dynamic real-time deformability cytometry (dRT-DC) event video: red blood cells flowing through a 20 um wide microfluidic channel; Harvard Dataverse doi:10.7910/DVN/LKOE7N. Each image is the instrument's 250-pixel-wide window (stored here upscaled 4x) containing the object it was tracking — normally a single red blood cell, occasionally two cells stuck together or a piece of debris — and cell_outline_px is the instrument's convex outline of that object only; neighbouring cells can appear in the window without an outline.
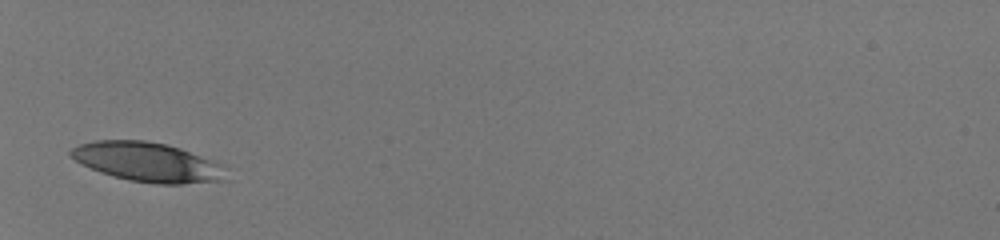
{"species": "human", "species_latin": "Homo sapiens", "temperature_condition": "room temperature", "stored_images_in_passage": 11, "camera_frame_rate_fps": 3000, "um_per_image_px": 0.085, "donor": {"sex": "male"}, "frame": {"image": 1, "passage_image": 1, "time_ms": 0.0, "image_size_px": [1000, 240], "cell_outline_px": [[228, 180], [180, 184], [156, 184], [128, 180], [112, 176], [100, 172], [76, 160], [68, 152], [72, 148], [80, 144], [96, 140], [144, 140], [168, 144], [180, 148], [208, 160], [216, 164]], "centroid_in_image_um": [12.46, 13.77], "position_along_channel_um": 72.5, "area_um2": 34.85}}
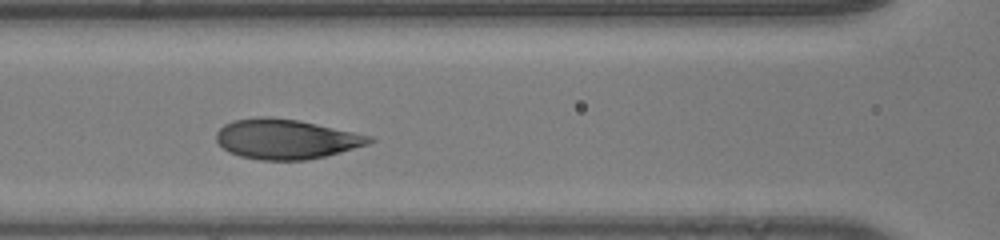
{"frame": {"image": 2, "passage_image": 7, "time_ms": 2.0, "image_size_px": [1000, 240], "cell_outline_px": [[376, 140], [368, 144], [340, 152], [308, 160], [260, 160], [240, 156], [228, 152], [216, 140], [216, 132], [224, 124], [232, 120], [256, 116], [272, 116], [300, 120], [372, 136]], "centroid_in_image_um": [24.29, 11.8], "position_along_channel_um": 142.3, "area_um2": 35.78}}